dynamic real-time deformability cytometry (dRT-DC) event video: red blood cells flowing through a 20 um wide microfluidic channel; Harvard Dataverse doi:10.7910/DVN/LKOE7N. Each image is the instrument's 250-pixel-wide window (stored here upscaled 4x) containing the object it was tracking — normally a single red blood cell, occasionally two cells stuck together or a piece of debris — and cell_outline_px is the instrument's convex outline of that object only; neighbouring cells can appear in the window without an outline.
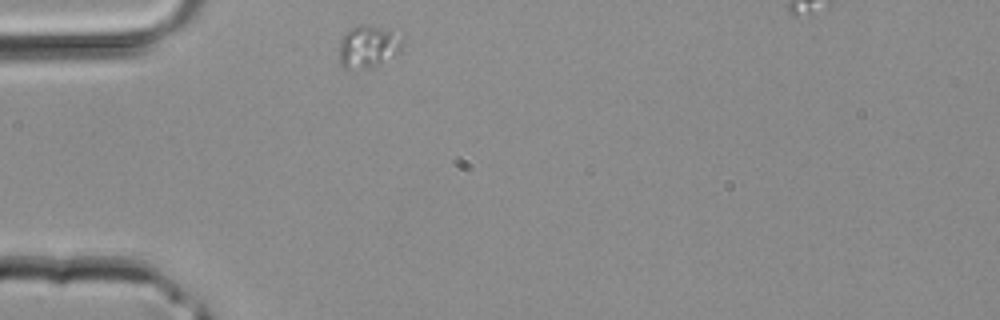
{"species": "common noctule bat (a hibernating species)", "species_latin": "Nyctalus noctula", "temperature_condition": "room temperature", "stored_images_in_passage": 24, "camera_frame_rate_fps": 3000, "um_per_image_px": 0.085, "animal": {"sex": "male", "body_mass_g": 20.4}, "frame": {"image": 1, "passage_image": 1, "time_ms": 0.0, "image_size_px": [1000, 320], "cell_outline_px": [[404, 44], [400, 52], [380, 64], [372, 68], [344, 68], [340, 64], [340, 40], [352, 28], [360, 24], [368, 24], [404, 32]], "centroid_in_image_um": [31.41, 3.92], "position_along_channel_um": 53.6, "area_um2": 16.13}}